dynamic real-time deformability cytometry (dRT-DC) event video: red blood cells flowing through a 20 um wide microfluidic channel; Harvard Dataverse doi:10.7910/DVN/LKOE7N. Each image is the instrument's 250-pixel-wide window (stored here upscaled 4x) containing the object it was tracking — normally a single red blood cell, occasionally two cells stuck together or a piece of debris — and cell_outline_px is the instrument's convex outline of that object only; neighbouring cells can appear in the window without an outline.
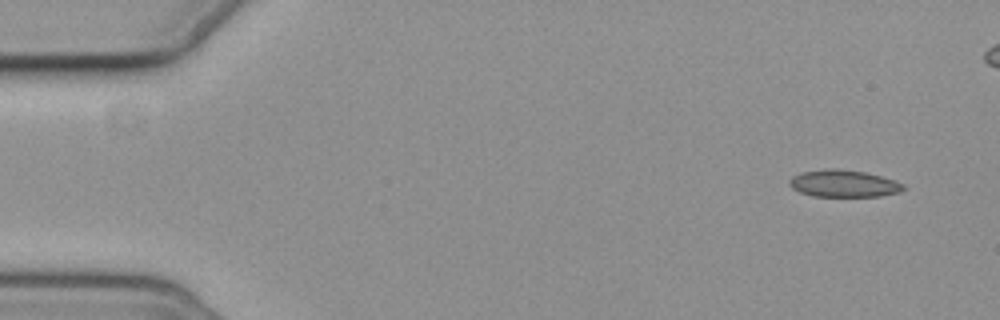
{"species": "common noctule bat (a hibernating species)", "species_latin": "Nyctalus noctula", "temperature_condition": "cold", "stored_images_in_passage": 6, "segment_of_instrument_passage": [1, 2], "camera_frame_rate_fps": 3000, "um_per_image_px": 0.085, "animal": {"sex": "female", "body_mass_g": 19.3, "forearm_length_mm": 54.1}, "frame": {"image": 1, "passage_image": 1, "time_ms": 0.0, "image_size_px": [1000, 320], "cell_outline_px": [[908, 188], [900, 192], [880, 196], [812, 196], [800, 192], [792, 188], [788, 184], [788, 180], [792, 176], [800, 172], [824, 168], [840, 168], [868, 172], [896, 180], [904, 184]], "centroid_in_image_um": [71.73, 15.58], "position_along_channel_um": 13.3, "area_um2": 18.5}}
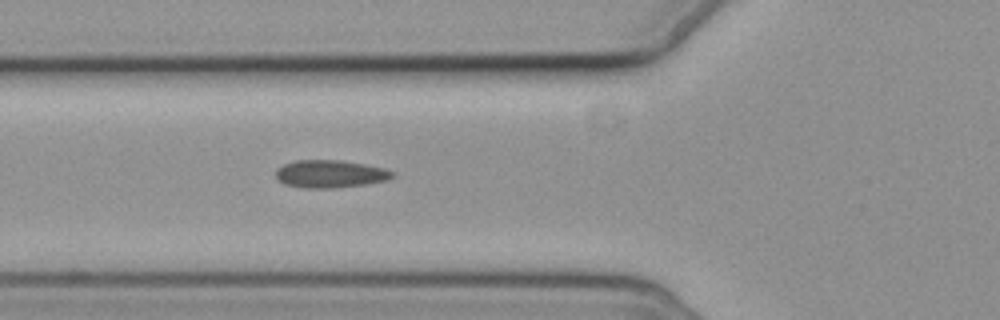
{"frame": {"image": 2, "passage_image": 5, "time_ms": 5.667, "image_size_px": [1000, 320], "cell_outline_px": [[396, 176], [388, 180], [364, 184], [332, 188], [304, 188], [284, 184], [276, 180], [276, 168], [284, 164], [296, 160], [340, 160], [364, 164], [384, 168], [396, 172]], "centroid_in_image_um": [28.06, 14.78], "position_along_channel_um": 97.7, "area_um2": 18.96}}